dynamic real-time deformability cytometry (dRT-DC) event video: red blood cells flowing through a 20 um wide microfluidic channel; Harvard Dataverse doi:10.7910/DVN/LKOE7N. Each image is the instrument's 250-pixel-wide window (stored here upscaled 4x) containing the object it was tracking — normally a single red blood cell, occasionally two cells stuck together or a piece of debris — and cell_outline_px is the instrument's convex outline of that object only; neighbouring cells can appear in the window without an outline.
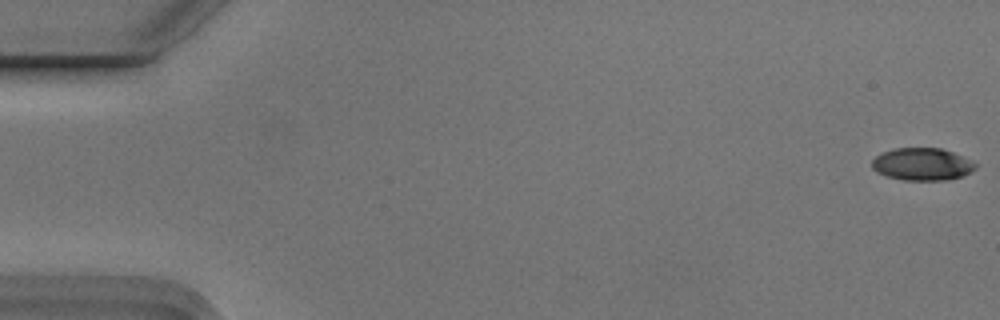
{"species": "Egyptian fruit bat (a non-hibernating species)", "species_latin": "Rousettus aegyptiacus", "temperature_condition": "cold", "stored_images_in_passage": 5, "segment_of_instrument_passage": [2, 2], "camera_frame_rate_fps": 3000, "um_per_image_px": 0.085, "animal": {"sex": "male"}, "frame": {"image": 1, "passage_image": 5, "time_ms": 1.333, "image_size_px": [1000, 320], "cell_outline_px": [[976, 168], [972, 172], [964, 176], [948, 180], [904, 180], [888, 176], [876, 172], [872, 168], [872, 160], [876, 156], [884, 152], [896, 148], [940, 148], [952, 152], [972, 160], [976, 164]], "centroid_in_image_um": [78.42, 13.96], "position_along_channel_um": 6.6, "area_um2": 19.59}}